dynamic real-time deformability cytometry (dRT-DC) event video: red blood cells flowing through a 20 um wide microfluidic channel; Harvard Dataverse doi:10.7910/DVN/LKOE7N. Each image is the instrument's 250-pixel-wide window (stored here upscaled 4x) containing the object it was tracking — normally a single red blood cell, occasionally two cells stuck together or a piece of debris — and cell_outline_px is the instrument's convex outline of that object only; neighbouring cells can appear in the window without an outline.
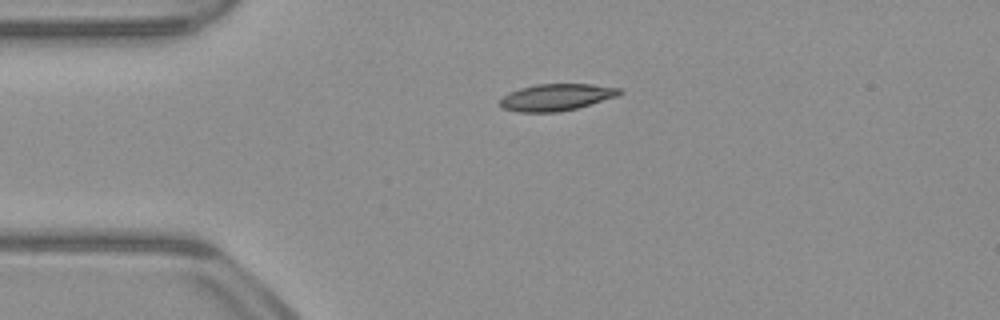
{"species": "common noctule bat (a hibernating species)", "species_latin": "Nyctalus noctula", "temperature_condition": "warm", "stored_images_in_passage": 41, "camera_frame_rate_fps": 3000, "um_per_image_px": 0.085, "animal": {"sex": "male", "body_mass_g": 23.1, "forearm_length_mm": 52.7}, "frame": {"image": 1, "passage_image": 1, "time_ms": 0.0, "image_size_px": [1000, 320], "cell_outline_px": [[624, 92], [620, 96], [576, 108], [556, 112], [520, 112], [504, 108], [500, 104], [500, 100], [508, 92], [520, 88], [536, 84], [592, 84], [624, 88]], "centroid_in_image_um": [47.37, 8.25], "position_along_channel_um": 37.6, "area_um2": 18.79}}
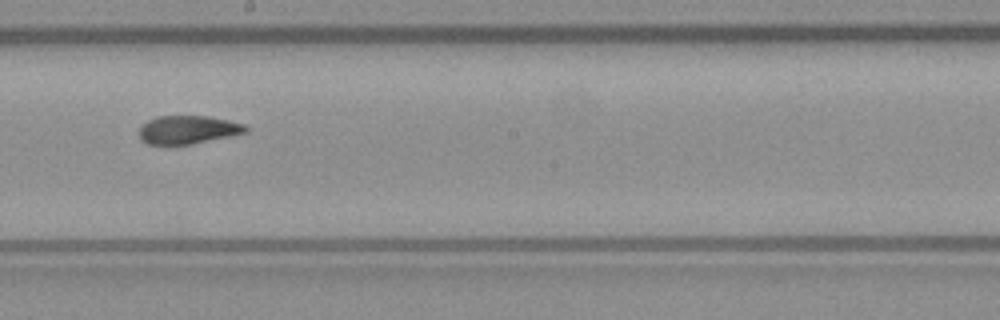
{"frame": {"image": 2, "passage_image": 18, "time_ms": 5.667, "image_size_px": [1000, 320], "cell_outline_px": [[248, 132], [232, 136], [192, 144], [148, 144], [140, 140], [140, 128], [148, 120], [156, 116], [208, 116], [228, 120], [244, 124], [248, 128]], "centroid_in_image_um": [16.0, 11.03], "position_along_channel_um": 232.2, "area_um2": 17.57}}
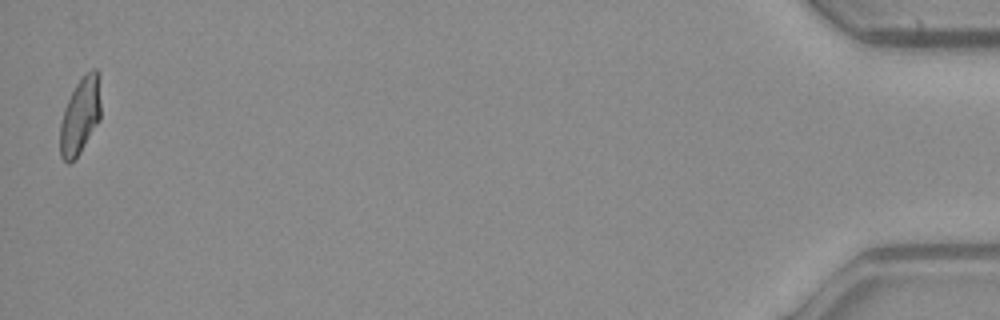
{"frame": {"image": 3, "passage_image": 41, "time_ms": 13.333, "image_size_px": [1000, 320], "cell_outline_px": [[100, 120], [80, 152], [68, 164], [60, 156], [60, 124], [64, 108], [76, 84], [84, 72], [92, 68], [96, 68], [100, 104]], "centroid_in_image_um": [6.8, 9.85], "position_along_channel_um": 428.4, "area_um2": 17.92}, "authors_computed_cell_mechanics": {"area_um2": 18.5538, "velocity_mm_per_s": 3.9296, "shape_relaxation_time_tau1_ms": null, "shape_relaxation_time_tau2_ms": 2.0948, "deformation_change_tau1": null, "deformation_change_tau2": 0.0795}}